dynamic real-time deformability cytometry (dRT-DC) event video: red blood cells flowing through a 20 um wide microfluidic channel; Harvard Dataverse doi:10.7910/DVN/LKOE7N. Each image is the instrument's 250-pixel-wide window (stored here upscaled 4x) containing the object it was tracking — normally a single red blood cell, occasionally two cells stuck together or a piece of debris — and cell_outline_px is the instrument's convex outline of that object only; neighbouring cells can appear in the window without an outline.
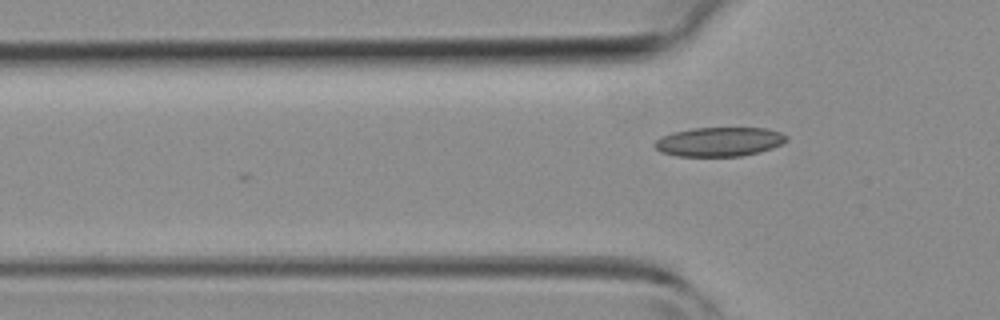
{"species": "common noctule bat (a hibernating species)", "species_latin": "Nyctalus noctula", "temperature_condition": "room temperature", "stored_images_in_passage": 3, "camera_frame_rate_fps": 3000, "um_per_image_px": 0.085, "animal": {"sex": "female", "body_mass_g": 19.3, "forearm_length_mm": 54.1}, "frame": {"image": 1, "passage_image": 3, "time_ms": 0.667, "image_size_px": [1000, 320], "cell_outline_px": [[788, 140], [772, 148], [760, 152], [740, 156], [676, 156], [660, 152], [652, 144], [656, 140], [664, 136], [676, 132], [692, 128], [764, 128], [780, 132], [788, 136]], "centroid_in_image_um": [61.15, 12.05], "position_along_channel_um": 64.7, "area_um2": 22.31}}